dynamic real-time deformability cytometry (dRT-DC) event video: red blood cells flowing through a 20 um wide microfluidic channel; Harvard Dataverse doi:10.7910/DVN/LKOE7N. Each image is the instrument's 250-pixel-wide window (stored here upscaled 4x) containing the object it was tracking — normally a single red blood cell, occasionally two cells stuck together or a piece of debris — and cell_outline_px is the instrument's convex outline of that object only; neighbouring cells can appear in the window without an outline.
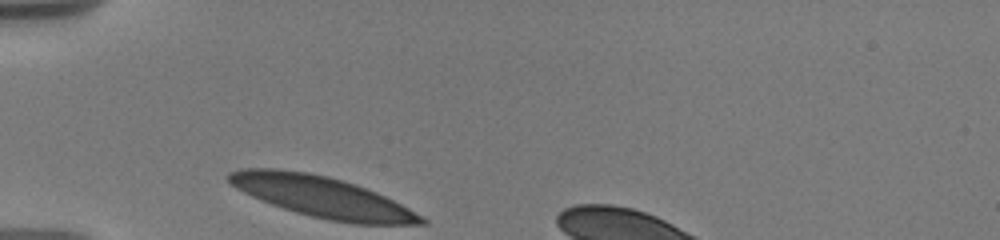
{"species": "human", "species_latin": "Homo sapiens", "temperature_condition": "warm", "stored_images_in_passage": 18, "camera_frame_rate_fps": 3000, "um_per_image_px": 0.085, "donor": {"sex": "male"}, "frame": {"image": 1, "passage_image": 1, "time_ms": 0.0, "image_size_px": [1000, 240], "cell_outline_px": [[428, 224], [352, 224], [328, 220], [296, 212], [260, 200], [236, 188], [224, 176], [228, 172], [240, 168], [276, 168], [308, 172], [328, 176], [356, 184], [376, 192], [424, 216], [428, 220]], "centroid_in_image_um": [27.36, 16.73], "position_along_channel_um": 57.6, "area_um2": 45.89}}
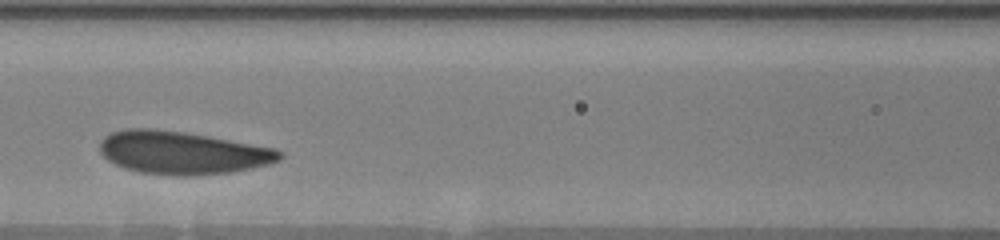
{"frame": {"image": 2, "passage_image": 7, "time_ms": 3.0, "image_size_px": [1000, 240], "cell_outline_px": [[284, 156], [280, 160], [268, 164], [252, 168], [232, 172], [192, 176], [176, 176], [140, 172], [124, 168], [108, 160], [100, 152], [100, 140], [104, 136], [112, 132], [128, 128], [152, 128], [184, 132], [208, 136], [276, 148], [284, 152]], "centroid_in_image_um": [15.52, 12.98], "position_along_channel_um": 151.1, "area_um2": 45.2}}
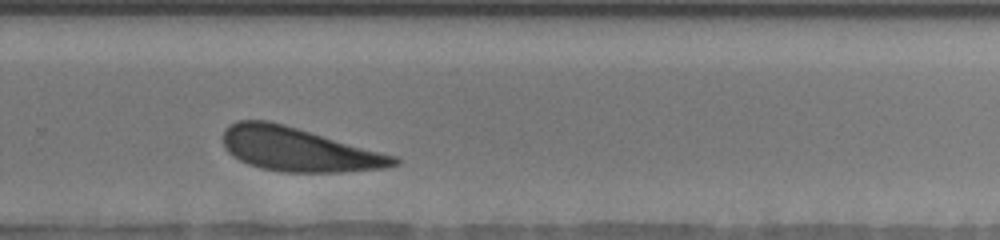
{"frame": {"image": 3, "passage_image": 16, "time_ms": 7.333, "image_size_px": [1000, 240], "cell_outline_px": [[400, 164], [384, 168], [340, 172], [284, 172], [260, 168], [248, 164], [232, 156], [224, 148], [224, 128], [228, 124], [236, 120], [268, 120], [284, 124], [396, 156], [400, 160]], "centroid_in_image_um": [25.34, 12.7], "position_along_channel_um": 304.5, "area_um2": 43.58}}